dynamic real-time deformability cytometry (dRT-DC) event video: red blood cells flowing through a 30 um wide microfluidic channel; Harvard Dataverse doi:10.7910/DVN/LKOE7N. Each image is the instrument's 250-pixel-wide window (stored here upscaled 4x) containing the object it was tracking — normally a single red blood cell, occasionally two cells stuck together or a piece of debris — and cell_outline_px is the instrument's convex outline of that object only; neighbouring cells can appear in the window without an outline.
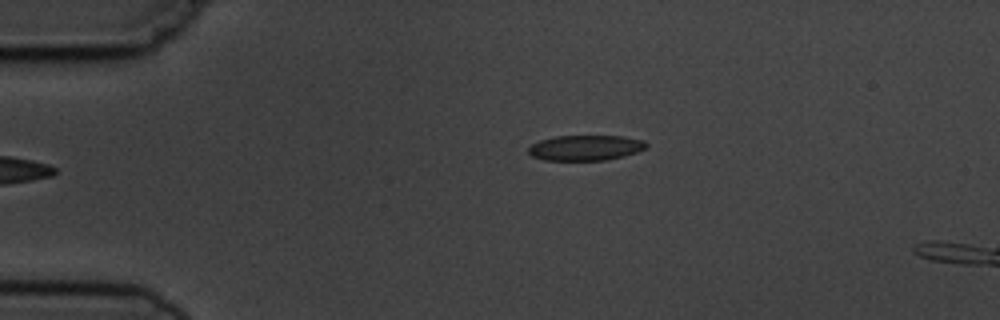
{"species": "common noctule bat (a hibernating species)", "species_latin": "Nyctalus noctula", "temperature_condition": "cold", "stored_images_in_passage": 2, "camera_frame_rate_fps": 3000, "um_per_image_px": 0.085, "animal": {"sex": "male", "body_mass_g": 19.5, "forearm_length_mm": 54.6}, "frame": {"image": 1, "passage_image": 1, "time_ms": 0.0, "image_size_px": [1000, 320], "cell_outline_px": [[648, 144], [644, 148], [636, 152], [624, 156], [604, 160], [544, 160], [532, 156], [528, 152], [528, 148], [532, 144], [540, 140], [556, 136], [624, 136], [644, 140]], "centroid_in_image_um": [49.76, 12.56], "position_along_channel_um": 35.2, "area_um2": 17.34}}